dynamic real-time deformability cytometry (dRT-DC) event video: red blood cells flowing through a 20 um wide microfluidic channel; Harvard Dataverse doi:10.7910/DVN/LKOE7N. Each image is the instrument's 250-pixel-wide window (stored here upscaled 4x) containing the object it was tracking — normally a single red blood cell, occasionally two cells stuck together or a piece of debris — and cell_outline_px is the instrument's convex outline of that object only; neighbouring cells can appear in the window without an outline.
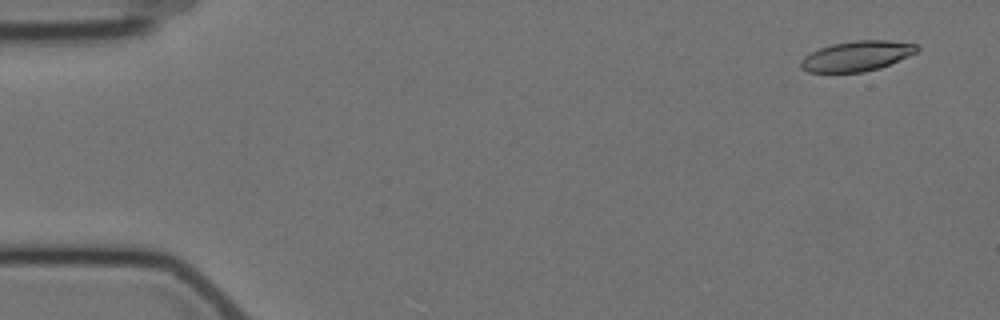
{"species": "Egyptian fruit bat (a non-hibernating species)", "species_latin": "Rousettus aegyptiacus", "temperature_condition": "cold", "stored_images_in_passage": 5, "camera_frame_rate_fps": 3000, "um_per_image_px": 0.085, "animal": {"sex": "female"}, "frame": {"image": 1, "passage_image": 1, "time_ms": 0.0, "image_size_px": [1000, 320], "cell_outline_px": [[920, 48], [916, 52], [908, 56], [880, 68], [864, 72], [808, 72], [800, 68], [800, 60], [804, 56], [820, 48], [832, 44], [856, 40], [888, 40], [916, 44]], "centroid_in_image_um": [72.81, 4.76], "position_along_channel_um": 12.2, "area_um2": 20.35}}
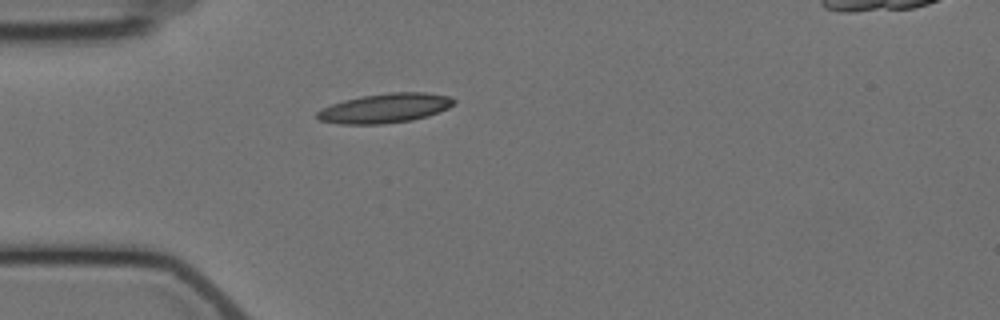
{"frame": {"image": 2, "passage_image": 4, "time_ms": 4.333, "image_size_px": [1000, 320], "cell_outline_px": [[456, 104], [448, 108], [428, 116], [412, 120], [384, 124], [340, 124], [320, 120], [316, 116], [316, 112], [332, 104], [344, 100], [364, 96], [388, 92], [424, 92], [448, 96], [456, 100]], "centroid_in_image_um": [32.76, 9.2], "position_along_channel_um": 52.2, "area_um2": 23.41}}